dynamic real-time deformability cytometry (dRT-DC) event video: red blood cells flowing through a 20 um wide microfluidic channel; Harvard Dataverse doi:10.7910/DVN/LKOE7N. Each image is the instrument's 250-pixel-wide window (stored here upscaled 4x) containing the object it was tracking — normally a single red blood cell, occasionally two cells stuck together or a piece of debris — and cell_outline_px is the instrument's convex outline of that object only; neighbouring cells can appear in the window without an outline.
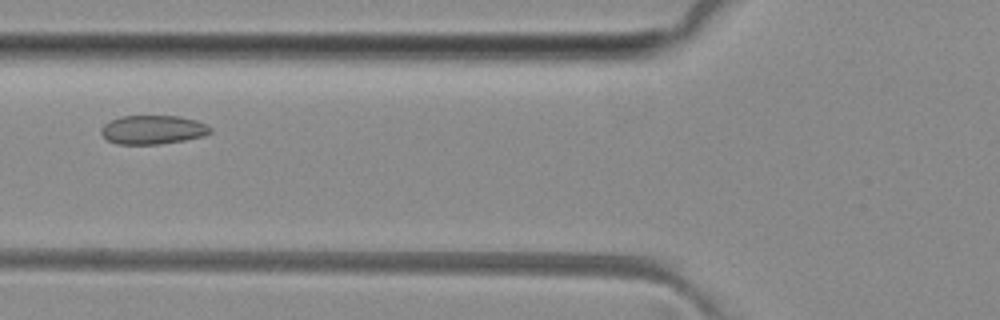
{"species": "common noctule bat (a hibernating species)", "species_latin": "Nyctalus noctula", "temperature_condition": "room temperature", "stored_images_in_passage": 47, "camera_frame_rate_fps": 3000, "um_per_image_px": 0.085, "animal": {"sex": "female", "body_mass_g": 29.2, "forearm_length_mm": 56.3}, "frame": {"image": 1, "passage_image": 16, "time_ms": 5.0, "image_size_px": [1000, 320], "cell_outline_px": [[212, 132], [204, 136], [184, 140], [160, 144], [116, 144], [108, 140], [100, 132], [100, 128], [104, 124], [120, 116], [180, 116], [196, 120], [212, 128]], "centroid_in_image_um": [12.99, 11.03], "position_along_channel_um": 112.8, "area_um2": 18.38}}
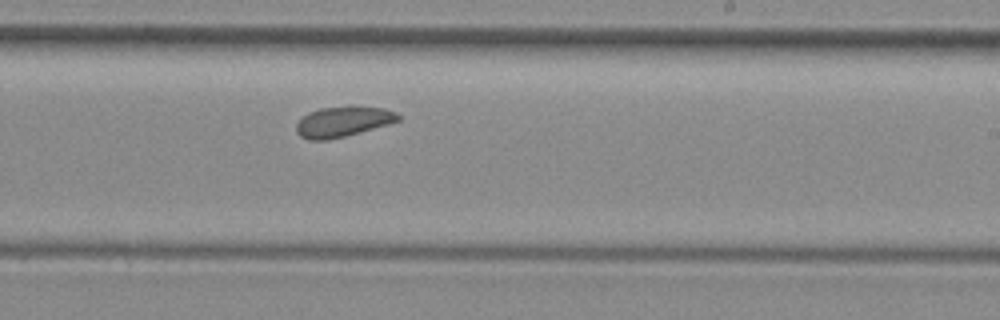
{"frame": {"image": 2, "passage_image": 27, "time_ms": 8.667, "image_size_px": [1000, 320], "cell_outline_px": [[400, 120], [388, 124], [344, 136], [324, 140], [308, 140], [300, 136], [296, 132], [296, 124], [308, 112], [320, 108], [384, 108], [396, 112], [400, 116]], "centroid_in_image_um": [29.11, 10.36], "position_along_channel_um": 259.9, "area_um2": 17.34}}
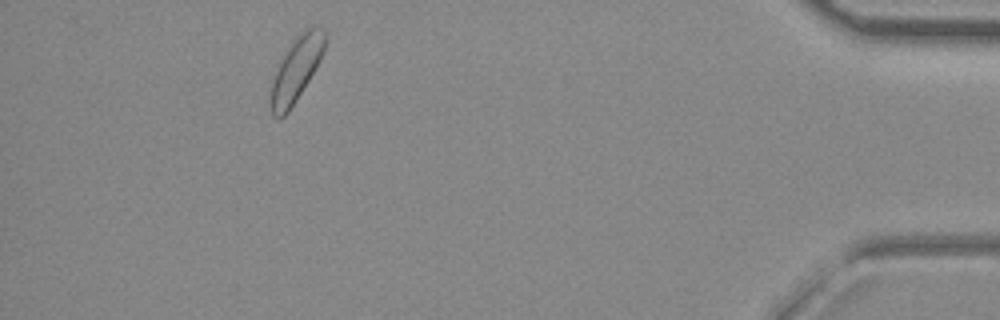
{"frame": {"image": 3, "passage_image": 43, "time_ms": 14.0, "image_size_px": [1000, 320], "cell_outline_px": [[328, 40], [320, 60], [308, 80], [288, 112], [284, 116], [272, 116], [268, 100], [268, 96], [272, 80], [288, 48], [312, 24], [320, 24], [328, 32]], "centroid_in_image_um": [25.21, 5.87], "position_along_channel_um": 410.0, "area_um2": 20.11}, "authors_computed_cell_mechanics": {"area_um2": 19.1318, "velocity_mm_per_s": 4.0164, "shape_relaxation_time_tau1_ms": null, "shape_relaxation_time_tau2_ms": 6.4551, "deformation_change_tau1": null, "deformation_change_tau2": 0.1133}}